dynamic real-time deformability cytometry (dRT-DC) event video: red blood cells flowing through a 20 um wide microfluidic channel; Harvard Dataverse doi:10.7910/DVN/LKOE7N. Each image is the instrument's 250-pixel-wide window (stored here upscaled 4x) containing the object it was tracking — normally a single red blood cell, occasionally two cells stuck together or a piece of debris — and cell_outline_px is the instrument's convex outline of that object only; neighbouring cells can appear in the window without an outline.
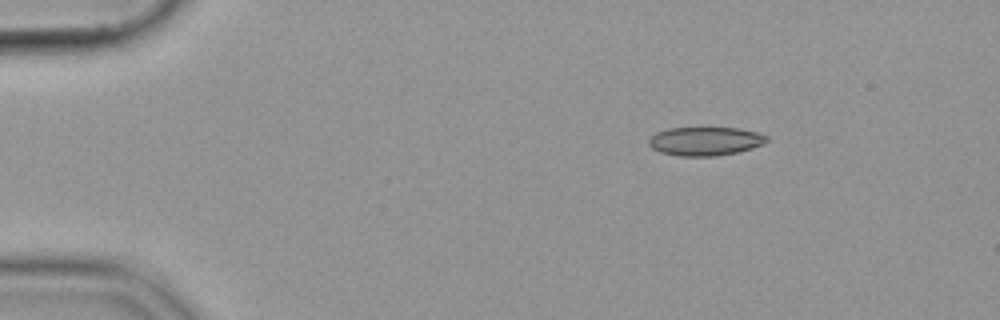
{"species": "common noctule bat (a hibernating species)", "species_latin": "Nyctalus noctula", "temperature_condition": "cold", "stored_images_in_passage": 47, "camera_frame_rate_fps": 3000, "um_per_image_px": 0.085, "animal": {"sex": "female", "body_mass_g": 19.9}, "frame": {"image": 1, "passage_image": 1, "time_ms": 0.0, "image_size_px": [1000, 320], "cell_outline_px": [[768, 140], [764, 144], [752, 148], [736, 152], [716, 156], [676, 156], [660, 152], [652, 148], [648, 144], [648, 140], [656, 132], [668, 128], [740, 128], [760, 132], [768, 136]], "centroid_in_image_um": [59.96, 12.0], "position_along_channel_um": 25.0, "area_um2": 19.88}}
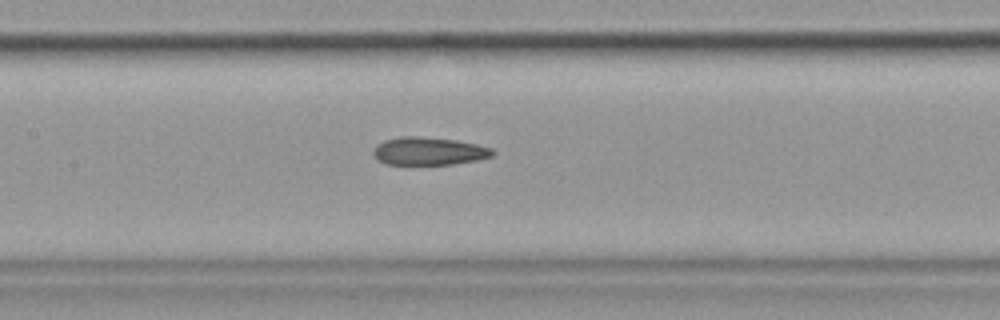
{"frame": {"image": 2, "passage_image": 19, "time_ms": 6.0, "image_size_px": [1000, 320], "cell_outline_px": [[496, 152], [492, 156], [476, 160], [452, 164], [384, 164], [372, 152], [372, 148], [376, 144], [384, 140], [400, 136], [416, 136], [456, 140], [476, 144], [492, 148]], "centroid_in_image_um": [36.43, 12.84], "position_along_channel_um": 171.0, "area_um2": 19.36}}
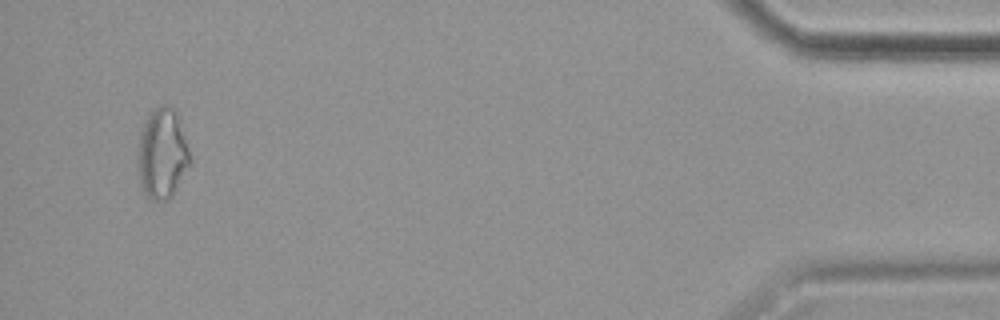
{"frame": {"image": 3, "passage_image": 45, "time_ms": 14.667, "image_size_px": [1000, 320], "cell_outline_px": [[192, 160], [172, 196], [168, 200], [152, 200], [144, 192], [140, 184], [136, 168], [136, 152], [140, 128], [148, 112], [160, 104], [172, 104], [176, 112]], "centroid_in_image_um": [13.73, 13.02], "position_along_channel_um": 421.5, "area_um2": 28.21}}